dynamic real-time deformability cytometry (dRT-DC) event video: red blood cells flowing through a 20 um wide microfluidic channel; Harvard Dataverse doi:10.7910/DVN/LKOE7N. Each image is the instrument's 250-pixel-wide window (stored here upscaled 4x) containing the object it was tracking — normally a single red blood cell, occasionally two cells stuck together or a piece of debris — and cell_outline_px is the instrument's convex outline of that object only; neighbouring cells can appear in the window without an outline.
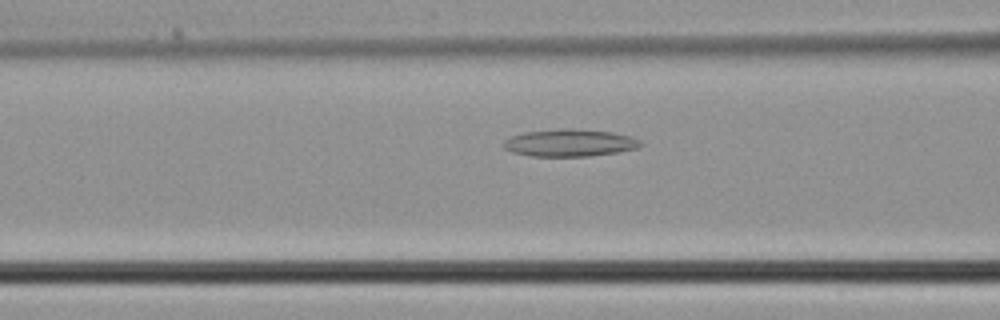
{"species": "common noctule bat (a hibernating species)", "species_latin": "Nyctalus noctula", "temperature_condition": "cold", "stored_images_in_passage": 6, "camera_frame_rate_fps": 3000, "um_per_image_px": 0.085, "animal": {"sex": "male", "body_mass_g": 21.5, "forearm_length_mm": 52.0}, "frame": {"image": 1, "passage_image": 3, "time_ms": 0.667, "image_size_px": [1000, 320], "cell_outline_px": [[644, 144], [636, 148], [616, 152], [592, 156], [532, 156], [512, 152], [504, 148], [504, 140], [512, 136], [524, 132], [564, 128], [572, 128], [612, 132], [632, 136], [640, 140]], "centroid_in_image_um": [48.44, 12.13], "position_along_channel_um": 118.2, "area_um2": 21.79}}
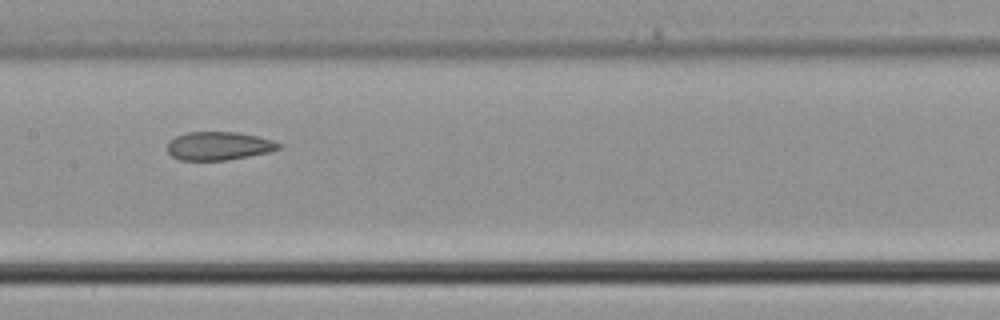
{"frame": {"image": 2, "passage_image": 6, "time_ms": 1.667, "image_size_px": [1000, 320], "cell_outline_px": [[284, 144], [280, 148], [268, 152], [248, 156], [224, 160], [180, 160], [172, 156], [168, 152], [168, 140], [176, 136], [188, 132], [240, 132], [260, 136]], "centroid_in_image_um": [18.61, 12.39], "position_along_channel_um": 188.8, "area_um2": 18.5}}